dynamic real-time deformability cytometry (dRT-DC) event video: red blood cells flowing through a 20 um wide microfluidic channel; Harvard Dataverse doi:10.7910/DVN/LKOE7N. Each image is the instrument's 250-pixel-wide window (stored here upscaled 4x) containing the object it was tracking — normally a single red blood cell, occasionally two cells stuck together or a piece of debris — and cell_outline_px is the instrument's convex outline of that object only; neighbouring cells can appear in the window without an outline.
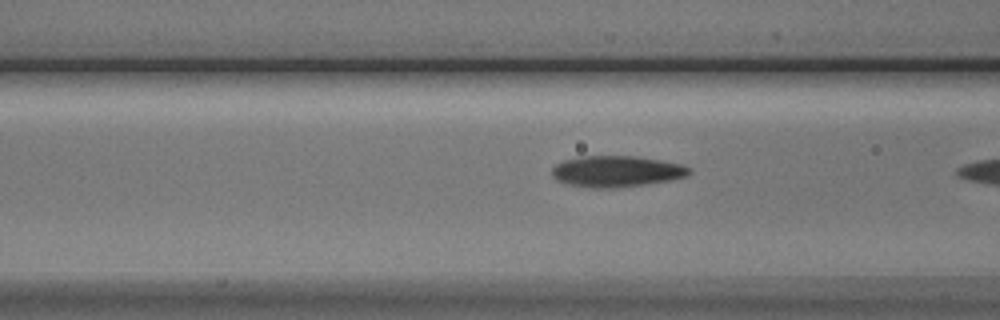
{"species": "Egyptian fruit bat (a non-hibernating species)", "species_latin": "Rousettus aegyptiacus", "temperature_condition": "cold", "stored_images_in_passage": 16, "camera_frame_rate_fps": 3000, "um_per_image_px": 0.085, "animal": {"sex": "male"}, "frame": {"image": 1, "passage_image": 15, "time_ms": 4.667, "image_size_px": [1000, 320], "cell_outline_px": [[692, 172], [688, 176], [648, 184], [616, 188], [592, 188], [568, 184], [556, 180], [552, 176], [552, 168], [556, 164], [564, 160], [580, 156], [636, 156], [684, 164], [692, 168]], "centroid_in_image_um": [52.43, 14.56], "position_along_channel_um": 114.2, "area_um2": 25.2}}